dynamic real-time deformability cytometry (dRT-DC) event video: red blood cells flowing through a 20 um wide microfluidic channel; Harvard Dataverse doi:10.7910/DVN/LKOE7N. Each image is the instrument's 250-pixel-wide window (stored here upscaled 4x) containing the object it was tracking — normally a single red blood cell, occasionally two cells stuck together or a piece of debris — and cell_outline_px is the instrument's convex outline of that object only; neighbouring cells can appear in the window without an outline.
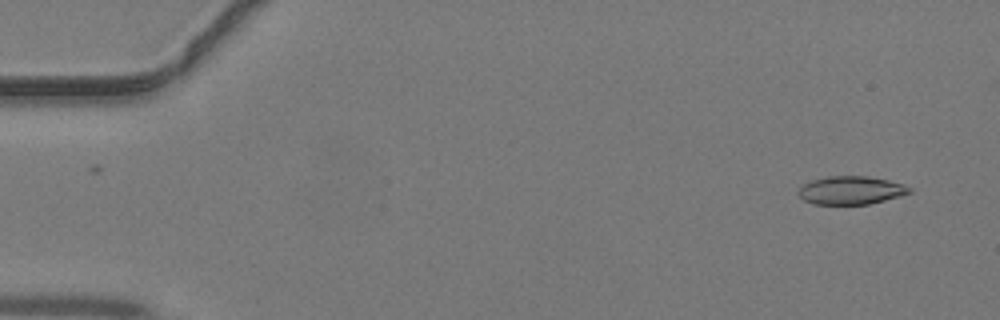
{"species": "common noctule bat (a hibernating species)", "species_latin": "Nyctalus noctula", "temperature_condition": "warm", "stored_images_in_passage": 30, "camera_frame_rate_fps": 3000, "um_per_image_px": 0.085, "animal": {"sex": "male", "body_mass_g": 19.2, "forearm_length_mm": 51.8}, "frame": {"image": 1, "passage_image": 2, "time_ms": 0.333, "image_size_px": [1000, 320], "cell_outline_px": [[912, 192], [900, 196], [868, 204], [812, 204], [804, 200], [796, 192], [800, 184], [812, 180], [828, 176], [868, 176], [888, 180], [904, 184], [912, 188]], "centroid_in_image_um": [72.3, 16.17], "position_along_channel_um": 12.7, "area_um2": 18.44}}
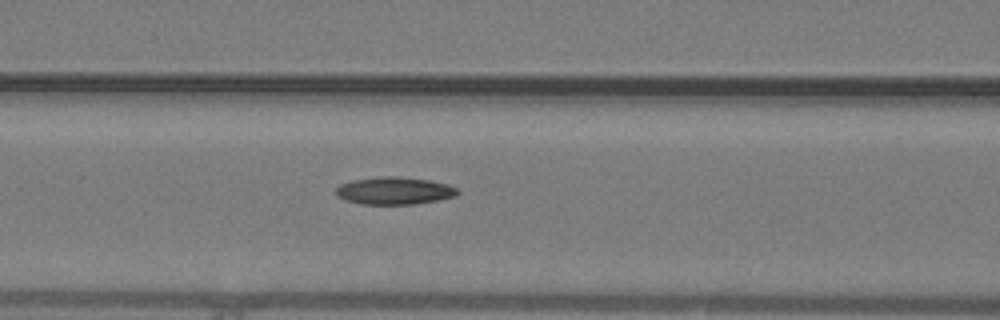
{"frame": {"image": 2, "passage_image": 18, "time_ms": 5.667, "image_size_px": [1000, 320], "cell_outline_px": [[460, 192], [456, 196], [436, 200], [412, 204], [360, 204], [344, 200], [336, 196], [336, 188], [340, 184], [352, 180], [376, 176], [396, 176], [428, 180], [448, 184], [456, 188]], "centroid_in_image_um": [33.48, 16.21], "position_along_channel_um": 133.1, "area_um2": 19.54}}
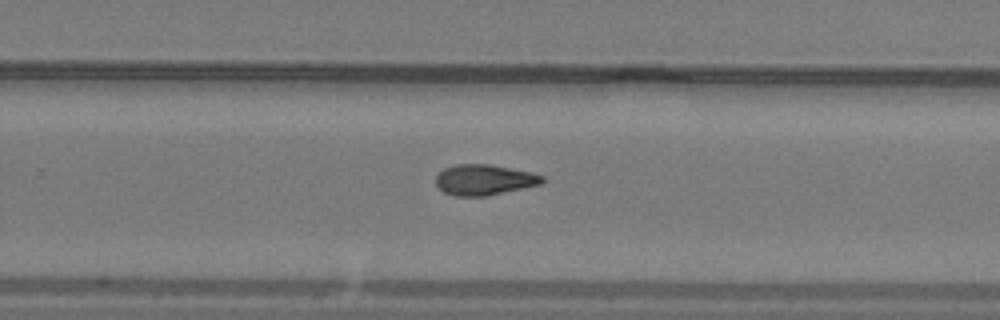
{"frame": {"image": 3, "passage_image": 28, "time_ms": 9.0, "image_size_px": [1000, 320], "cell_outline_px": [[544, 180], [540, 184], [484, 196], [456, 196], [444, 192], [436, 184], [436, 176], [444, 168], [456, 164], [492, 164], [532, 172], [544, 176]], "centroid_in_image_um": [41.15, 15.26], "position_along_channel_um": 288.6, "area_um2": 18.84}}